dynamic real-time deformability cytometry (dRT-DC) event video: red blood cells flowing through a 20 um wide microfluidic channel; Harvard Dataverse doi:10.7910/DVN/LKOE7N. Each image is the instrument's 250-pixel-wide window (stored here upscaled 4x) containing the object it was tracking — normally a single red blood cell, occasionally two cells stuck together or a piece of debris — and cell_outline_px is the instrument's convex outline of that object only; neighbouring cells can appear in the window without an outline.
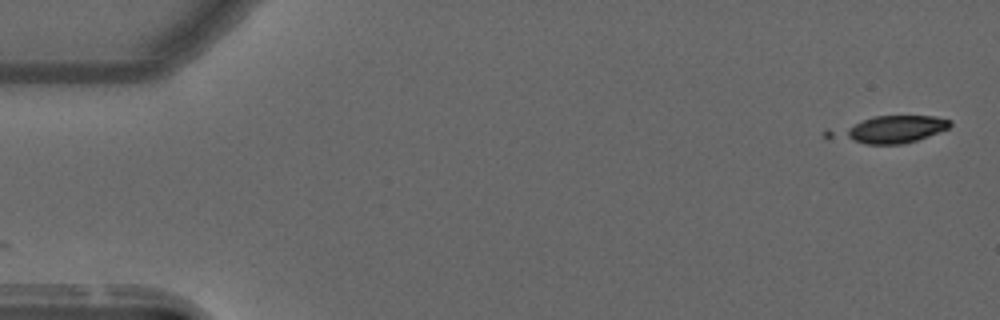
{"species": "common noctule bat (a hibernating species)", "species_latin": "Nyctalus noctula", "temperature_condition": "warm", "stored_images_in_passage": 12, "camera_frame_rate_fps": 3000, "um_per_image_px": 0.085, "animal": {"sex": "male", "forearm_length_mm": 52.5}, "frame": {"image": 1, "passage_image": 1, "time_ms": 0.0, "image_size_px": [1000, 320], "cell_outline_px": [[952, 124], [948, 128], [928, 136], [916, 140], [900, 144], [868, 144], [828, 140], [820, 132], [828, 128], [872, 116], [936, 116], [952, 120]], "centroid_in_image_um": [75.41, 11.01], "position_along_channel_um": 9.6, "area_um2": 19.71}}